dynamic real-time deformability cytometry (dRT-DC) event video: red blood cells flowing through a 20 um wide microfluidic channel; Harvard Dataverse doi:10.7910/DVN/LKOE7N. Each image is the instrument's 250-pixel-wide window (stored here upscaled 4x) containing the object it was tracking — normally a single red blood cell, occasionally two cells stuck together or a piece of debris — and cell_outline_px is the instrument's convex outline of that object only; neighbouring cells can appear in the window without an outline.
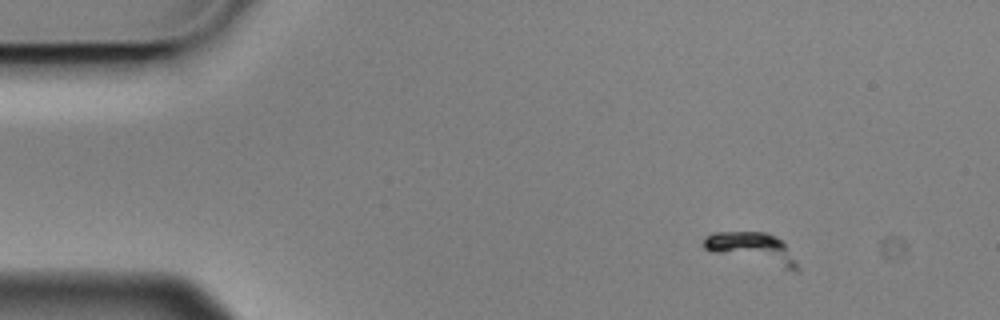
{"species": "Egyptian fruit bat (a non-hibernating species)", "species_latin": "Rousettus aegyptiacus", "temperature_condition": "cold", "stored_images_in_passage": 5, "camera_frame_rate_fps": 3000, "um_per_image_px": 0.085, "animal": {"sex": "male"}, "frame": {"image": 1, "passage_image": 1, "time_ms": 0.0, "image_size_px": [1000, 320], "cell_outline_px": [[800, 272], [796, 272], [712, 252], [704, 248], [700, 244], [704, 236], [712, 232], [764, 232], [776, 236], [784, 244], [796, 260], [800, 268]], "centroid_in_image_um": [63.92, 21.12], "position_along_channel_um": 21.1, "area_um2": 17.17}}
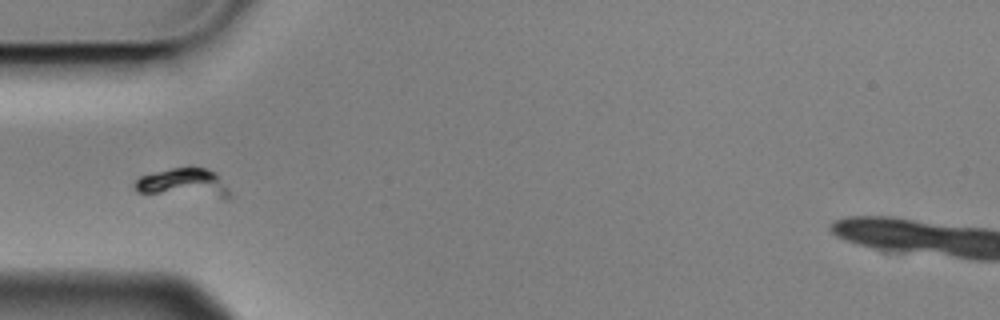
{"frame": {"image": 2, "passage_image": 4, "time_ms": 1.0, "image_size_px": [1000, 320], "cell_outline_px": [[232, 200], [228, 200], [136, 192], [132, 184], [140, 176], [172, 168], [204, 168], [216, 172], [228, 188], [232, 196]], "centroid_in_image_um": [15.66, 15.61], "position_along_channel_um": 69.3, "area_um2": 16.59}}
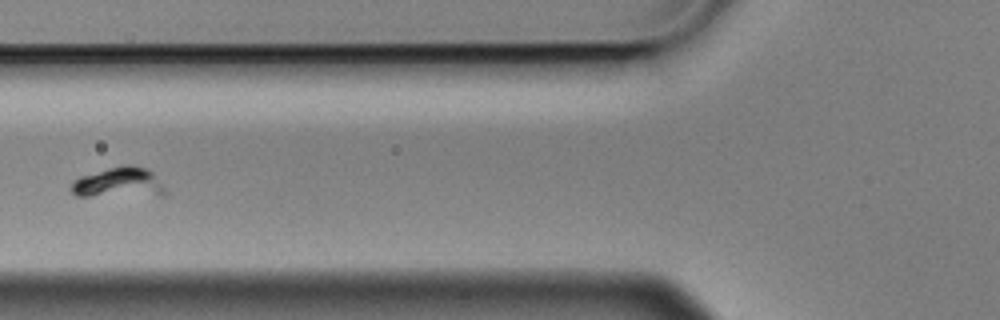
{"frame": {"image": 3, "passage_image": 5, "time_ms": 1.333, "image_size_px": [1000, 320], "cell_outline_px": [[168, 196], [76, 196], [72, 192], [72, 184], [80, 176], [108, 168], [124, 164], [128, 164], [148, 168], [152, 172], [168, 192]], "centroid_in_image_um": [10.17, 15.54], "position_along_channel_um": 115.6, "area_um2": 16.82}}